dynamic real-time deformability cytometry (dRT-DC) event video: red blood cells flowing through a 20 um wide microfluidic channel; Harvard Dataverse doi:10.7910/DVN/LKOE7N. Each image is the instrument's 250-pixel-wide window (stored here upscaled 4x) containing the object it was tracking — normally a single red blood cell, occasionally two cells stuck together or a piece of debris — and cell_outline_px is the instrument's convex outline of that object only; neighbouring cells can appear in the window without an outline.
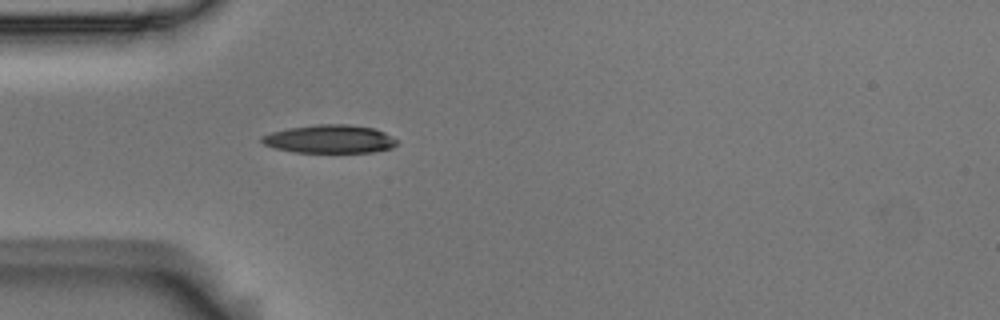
{"species": "Egyptian fruit bat (a non-hibernating species)", "species_latin": "Rousettus aegyptiacus", "temperature_condition": "room temperature", "stored_images_in_passage": 1, "camera_frame_rate_fps": 3000, "um_per_image_px": 0.085, "animal": {"sex": "male"}, "frame": {"image": 1, "passage_image": 1, "time_ms": 0.0, "image_size_px": [1000, 320], "cell_outline_px": [[400, 140], [392, 148], [372, 152], [296, 152], [276, 148], [264, 144], [260, 140], [260, 136], [272, 132], [288, 128], [320, 124], [348, 124], [372, 128], [384, 132]], "centroid_in_image_um": [28.05, 11.81], "position_along_channel_um": 57.0, "area_um2": 22.2}}